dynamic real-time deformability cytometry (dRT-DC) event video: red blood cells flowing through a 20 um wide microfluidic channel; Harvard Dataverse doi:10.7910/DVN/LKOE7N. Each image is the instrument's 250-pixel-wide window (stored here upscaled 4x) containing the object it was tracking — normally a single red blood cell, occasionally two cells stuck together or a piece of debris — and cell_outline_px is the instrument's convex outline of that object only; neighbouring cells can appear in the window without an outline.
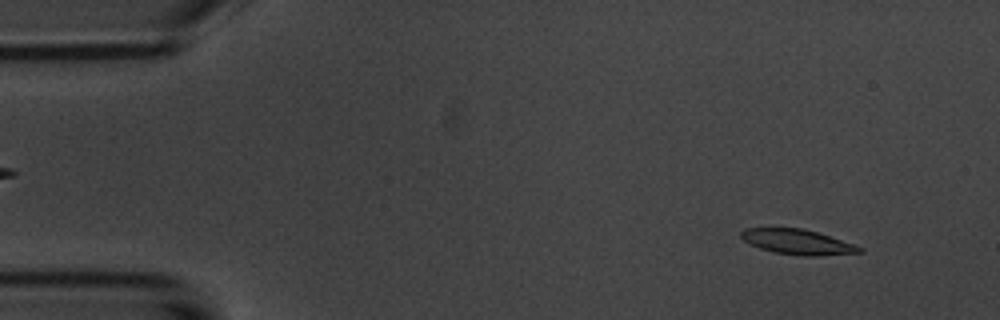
{"species": "common noctule bat (a hibernating species)", "species_latin": "Nyctalus noctula", "temperature_condition": "room temperature", "stored_images_in_passage": 46, "camera_frame_rate_fps": 3000, "um_per_image_px": 0.085, "animal": {"sex": "male", "body_mass_g": 20.1, "forearm_length_mm": 53.5}, "frame": {"image": 1, "passage_image": 4, "time_ms": 1.0, "image_size_px": [1000, 320], "cell_outline_px": [[864, 252], [820, 256], [800, 256], [772, 252], [748, 244], [740, 236], [740, 232], [744, 228], [804, 228], [864, 248]], "centroid_in_image_um": [67.75, 20.57], "position_along_channel_um": 17.2, "area_um2": 17.34}}
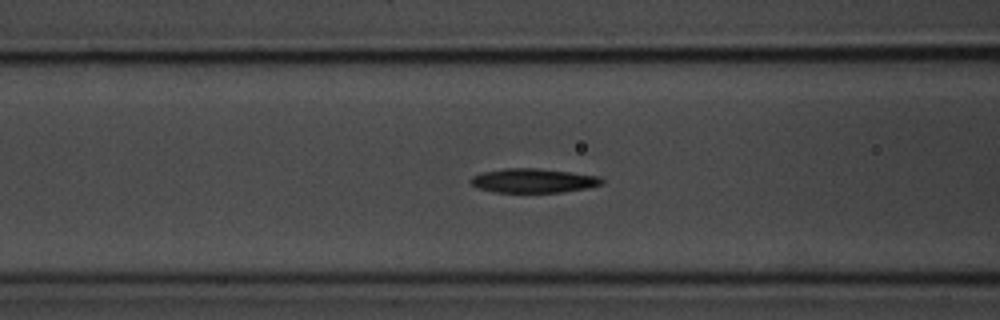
{"frame": {"image": 2, "passage_image": 20, "time_ms": 6.333, "image_size_px": [1000, 320], "cell_outline_px": [[604, 184], [588, 188], [564, 192], [492, 192], [480, 188], [472, 184], [468, 180], [472, 176], [484, 172], [504, 168], [536, 168], [572, 172], [600, 176], [604, 180]], "centroid_in_image_um": [45.38, 15.35], "position_along_channel_um": 121.2, "area_um2": 18.61}}
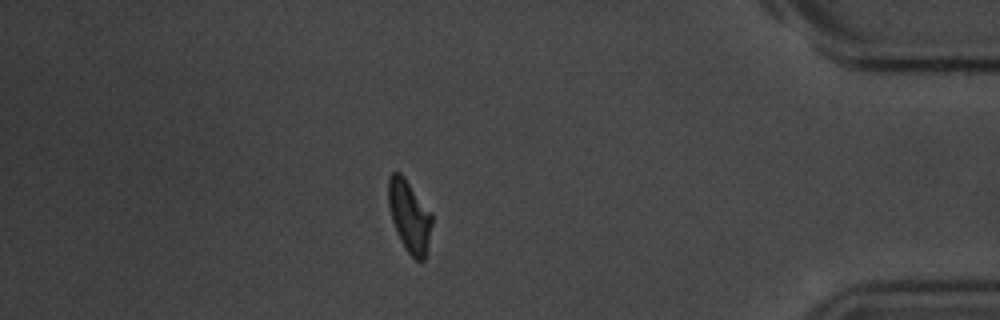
{"frame": {"image": 3, "passage_image": 46, "time_ms": 15.0, "image_size_px": [1000, 320], "cell_outline_px": [[432, 224], [424, 260], [416, 260], [408, 252], [400, 240], [396, 232], [392, 220], [388, 204], [388, 176], [392, 172], [400, 172], [404, 176], [432, 212]], "centroid_in_image_um": [34.79, 18.33], "position_along_channel_um": 400.4, "area_um2": 18.26}, "authors_computed_cell_mechanics": {"area_um2": 18.5827, "velocity_mm_per_s": 3.6782, "shape_relaxation_time_tau1_ms": 3.1277, "shape_relaxation_time_tau2_ms": null, "deformation_change_tau1": 0.1209, "deformation_change_tau2": null}}